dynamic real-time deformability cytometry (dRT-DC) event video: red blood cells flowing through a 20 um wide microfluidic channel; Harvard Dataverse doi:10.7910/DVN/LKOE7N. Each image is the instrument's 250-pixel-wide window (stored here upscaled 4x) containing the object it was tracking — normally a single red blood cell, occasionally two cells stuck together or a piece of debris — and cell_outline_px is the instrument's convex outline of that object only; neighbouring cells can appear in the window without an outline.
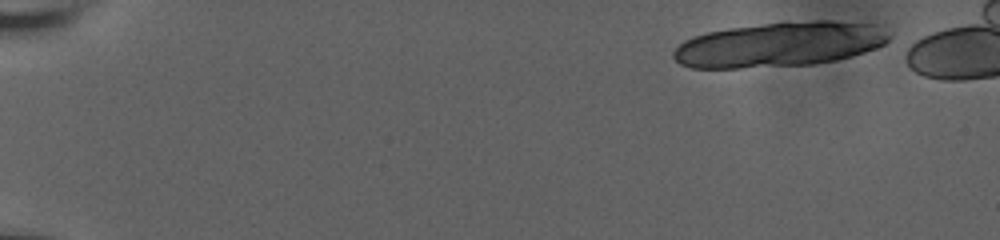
{"species": "human", "species_latin": "Homo sapiens", "temperature_condition": "room temperature", "stored_images_in_passage": 17, "camera_frame_rate_fps": 3000, "um_per_image_px": 0.085, "donor": {"sex": "male"}, "frame": {"image": 1, "passage_image": 1, "time_ms": 0.0, "image_size_px": [1000, 240], "cell_outline_px": [[892, 40], [876, 48], [852, 56], [836, 60], [812, 64], [740, 68], [692, 68], [680, 64], [672, 56], [672, 52], [684, 40], [708, 32], [728, 28], [784, 20], [828, 20], [880, 24], [892, 32]], "centroid_in_image_um": [66.35, 3.75], "position_along_channel_um": 18.6, "area_um2": 57.34}}
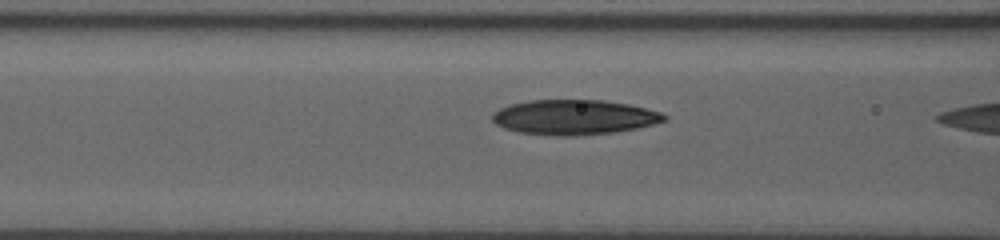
{"frame": {"image": 2, "passage_image": 15, "time_ms": 4.667, "image_size_px": [1000, 240], "cell_outline_px": [[668, 120], [636, 128], [616, 132], [576, 136], [560, 136], [520, 132], [504, 128], [496, 124], [492, 120], [492, 112], [500, 108], [512, 104], [528, 100], [604, 100], [628, 104], [660, 112], [668, 116]], "centroid_in_image_um": [48.8, 9.96], "position_along_channel_um": 117.8, "area_um2": 34.97}}